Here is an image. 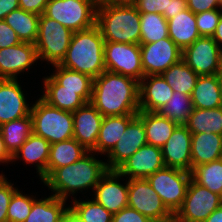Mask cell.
<instances>
[{
  "mask_svg": "<svg viewBox=\"0 0 222 222\" xmlns=\"http://www.w3.org/2000/svg\"><path fill=\"white\" fill-rule=\"evenodd\" d=\"M88 152L89 151L74 138L51 144L47 164V178L57 168L70 165L80 160Z\"/></svg>",
  "mask_w": 222,
  "mask_h": 222,
  "instance_id": "cell-28",
  "label": "cell"
},
{
  "mask_svg": "<svg viewBox=\"0 0 222 222\" xmlns=\"http://www.w3.org/2000/svg\"><path fill=\"white\" fill-rule=\"evenodd\" d=\"M172 87L161 75L144 76L139 82V109L140 111L156 112L171 100Z\"/></svg>",
  "mask_w": 222,
  "mask_h": 222,
  "instance_id": "cell-22",
  "label": "cell"
},
{
  "mask_svg": "<svg viewBox=\"0 0 222 222\" xmlns=\"http://www.w3.org/2000/svg\"><path fill=\"white\" fill-rule=\"evenodd\" d=\"M219 90H220L221 101H222V76H219Z\"/></svg>",
  "mask_w": 222,
  "mask_h": 222,
  "instance_id": "cell-56",
  "label": "cell"
},
{
  "mask_svg": "<svg viewBox=\"0 0 222 222\" xmlns=\"http://www.w3.org/2000/svg\"><path fill=\"white\" fill-rule=\"evenodd\" d=\"M144 76L161 75L182 59V50L170 39L140 44Z\"/></svg>",
  "mask_w": 222,
  "mask_h": 222,
  "instance_id": "cell-13",
  "label": "cell"
},
{
  "mask_svg": "<svg viewBox=\"0 0 222 222\" xmlns=\"http://www.w3.org/2000/svg\"><path fill=\"white\" fill-rule=\"evenodd\" d=\"M19 8L18 0H0V20H4L5 16Z\"/></svg>",
  "mask_w": 222,
  "mask_h": 222,
  "instance_id": "cell-49",
  "label": "cell"
},
{
  "mask_svg": "<svg viewBox=\"0 0 222 222\" xmlns=\"http://www.w3.org/2000/svg\"><path fill=\"white\" fill-rule=\"evenodd\" d=\"M218 76H222V49L220 50V62H219Z\"/></svg>",
  "mask_w": 222,
  "mask_h": 222,
  "instance_id": "cell-55",
  "label": "cell"
},
{
  "mask_svg": "<svg viewBox=\"0 0 222 222\" xmlns=\"http://www.w3.org/2000/svg\"><path fill=\"white\" fill-rule=\"evenodd\" d=\"M204 222H222V205L214 210Z\"/></svg>",
  "mask_w": 222,
  "mask_h": 222,
  "instance_id": "cell-52",
  "label": "cell"
},
{
  "mask_svg": "<svg viewBox=\"0 0 222 222\" xmlns=\"http://www.w3.org/2000/svg\"><path fill=\"white\" fill-rule=\"evenodd\" d=\"M105 69L129 76L137 81L144 77L139 44L105 41Z\"/></svg>",
  "mask_w": 222,
  "mask_h": 222,
  "instance_id": "cell-11",
  "label": "cell"
},
{
  "mask_svg": "<svg viewBox=\"0 0 222 222\" xmlns=\"http://www.w3.org/2000/svg\"><path fill=\"white\" fill-rule=\"evenodd\" d=\"M194 108L214 109L222 106L219 90V76H199L191 94Z\"/></svg>",
  "mask_w": 222,
  "mask_h": 222,
  "instance_id": "cell-29",
  "label": "cell"
},
{
  "mask_svg": "<svg viewBox=\"0 0 222 222\" xmlns=\"http://www.w3.org/2000/svg\"><path fill=\"white\" fill-rule=\"evenodd\" d=\"M11 161H12V155L6 149L2 134L0 132V164L1 162L9 163Z\"/></svg>",
  "mask_w": 222,
  "mask_h": 222,
  "instance_id": "cell-50",
  "label": "cell"
},
{
  "mask_svg": "<svg viewBox=\"0 0 222 222\" xmlns=\"http://www.w3.org/2000/svg\"><path fill=\"white\" fill-rule=\"evenodd\" d=\"M186 8L187 3L184 0H168L167 10H165L162 15L166 20H169Z\"/></svg>",
  "mask_w": 222,
  "mask_h": 222,
  "instance_id": "cell-48",
  "label": "cell"
},
{
  "mask_svg": "<svg viewBox=\"0 0 222 222\" xmlns=\"http://www.w3.org/2000/svg\"><path fill=\"white\" fill-rule=\"evenodd\" d=\"M92 152H88L80 160L70 165L57 168L43 183L51 189L52 195L67 200L68 196L77 191L92 188L107 172L106 162L97 160Z\"/></svg>",
  "mask_w": 222,
  "mask_h": 222,
  "instance_id": "cell-2",
  "label": "cell"
},
{
  "mask_svg": "<svg viewBox=\"0 0 222 222\" xmlns=\"http://www.w3.org/2000/svg\"><path fill=\"white\" fill-rule=\"evenodd\" d=\"M41 98L58 109L74 112L86 102L79 96V90L45 89Z\"/></svg>",
  "mask_w": 222,
  "mask_h": 222,
  "instance_id": "cell-38",
  "label": "cell"
},
{
  "mask_svg": "<svg viewBox=\"0 0 222 222\" xmlns=\"http://www.w3.org/2000/svg\"><path fill=\"white\" fill-rule=\"evenodd\" d=\"M97 4L95 0H49L43 14L76 32L96 24Z\"/></svg>",
  "mask_w": 222,
  "mask_h": 222,
  "instance_id": "cell-7",
  "label": "cell"
},
{
  "mask_svg": "<svg viewBox=\"0 0 222 222\" xmlns=\"http://www.w3.org/2000/svg\"><path fill=\"white\" fill-rule=\"evenodd\" d=\"M191 176L199 185L222 196V158L195 167Z\"/></svg>",
  "mask_w": 222,
  "mask_h": 222,
  "instance_id": "cell-37",
  "label": "cell"
},
{
  "mask_svg": "<svg viewBox=\"0 0 222 222\" xmlns=\"http://www.w3.org/2000/svg\"><path fill=\"white\" fill-rule=\"evenodd\" d=\"M73 33L56 20L40 15L35 41L38 59L46 60L51 65L60 64L67 53Z\"/></svg>",
  "mask_w": 222,
  "mask_h": 222,
  "instance_id": "cell-6",
  "label": "cell"
},
{
  "mask_svg": "<svg viewBox=\"0 0 222 222\" xmlns=\"http://www.w3.org/2000/svg\"><path fill=\"white\" fill-rule=\"evenodd\" d=\"M112 222H153L137 210L127 206L113 214Z\"/></svg>",
  "mask_w": 222,
  "mask_h": 222,
  "instance_id": "cell-44",
  "label": "cell"
},
{
  "mask_svg": "<svg viewBox=\"0 0 222 222\" xmlns=\"http://www.w3.org/2000/svg\"><path fill=\"white\" fill-rule=\"evenodd\" d=\"M60 222H82L79 216L69 207Z\"/></svg>",
  "mask_w": 222,
  "mask_h": 222,
  "instance_id": "cell-51",
  "label": "cell"
},
{
  "mask_svg": "<svg viewBox=\"0 0 222 222\" xmlns=\"http://www.w3.org/2000/svg\"><path fill=\"white\" fill-rule=\"evenodd\" d=\"M104 44L105 40L96 24L89 29L76 31L59 65L95 79L106 70Z\"/></svg>",
  "mask_w": 222,
  "mask_h": 222,
  "instance_id": "cell-3",
  "label": "cell"
},
{
  "mask_svg": "<svg viewBox=\"0 0 222 222\" xmlns=\"http://www.w3.org/2000/svg\"><path fill=\"white\" fill-rule=\"evenodd\" d=\"M96 25L105 41L140 45V12L134 5L98 3Z\"/></svg>",
  "mask_w": 222,
  "mask_h": 222,
  "instance_id": "cell-4",
  "label": "cell"
},
{
  "mask_svg": "<svg viewBox=\"0 0 222 222\" xmlns=\"http://www.w3.org/2000/svg\"><path fill=\"white\" fill-rule=\"evenodd\" d=\"M0 132L6 149L13 155L33 133L31 114L2 124Z\"/></svg>",
  "mask_w": 222,
  "mask_h": 222,
  "instance_id": "cell-32",
  "label": "cell"
},
{
  "mask_svg": "<svg viewBox=\"0 0 222 222\" xmlns=\"http://www.w3.org/2000/svg\"><path fill=\"white\" fill-rule=\"evenodd\" d=\"M31 114L17 79H0V126Z\"/></svg>",
  "mask_w": 222,
  "mask_h": 222,
  "instance_id": "cell-20",
  "label": "cell"
},
{
  "mask_svg": "<svg viewBox=\"0 0 222 222\" xmlns=\"http://www.w3.org/2000/svg\"><path fill=\"white\" fill-rule=\"evenodd\" d=\"M35 200L33 196L22 194L17 190L13 194L8 206V222H24L30 214Z\"/></svg>",
  "mask_w": 222,
  "mask_h": 222,
  "instance_id": "cell-40",
  "label": "cell"
},
{
  "mask_svg": "<svg viewBox=\"0 0 222 222\" xmlns=\"http://www.w3.org/2000/svg\"><path fill=\"white\" fill-rule=\"evenodd\" d=\"M161 77L172 87L173 92L191 95L199 75L181 59L163 72Z\"/></svg>",
  "mask_w": 222,
  "mask_h": 222,
  "instance_id": "cell-34",
  "label": "cell"
},
{
  "mask_svg": "<svg viewBox=\"0 0 222 222\" xmlns=\"http://www.w3.org/2000/svg\"><path fill=\"white\" fill-rule=\"evenodd\" d=\"M0 174V222H8L7 212L13 194L18 190Z\"/></svg>",
  "mask_w": 222,
  "mask_h": 222,
  "instance_id": "cell-42",
  "label": "cell"
},
{
  "mask_svg": "<svg viewBox=\"0 0 222 222\" xmlns=\"http://www.w3.org/2000/svg\"><path fill=\"white\" fill-rule=\"evenodd\" d=\"M191 178V172L164 167L146 179L160 196L165 206L175 214L182 206Z\"/></svg>",
  "mask_w": 222,
  "mask_h": 222,
  "instance_id": "cell-8",
  "label": "cell"
},
{
  "mask_svg": "<svg viewBox=\"0 0 222 222\" xmlns=\"http://www.w3.org/2000/svg\"><path fill=\"white\" fill-rule=\"evenodd\" d=\"M66 200L55 195L37 199L32 204V209L24 222H60L69 206H65Z\"/></svg>",
  "mask_w": 222,
  "mask_h": 222,
  "instance_id": "cell-30",
  "label": "cell"
},
{
  "mask_svg": "<svg viewBox=\"0 0 222 222\" xmlns=\"http://www.w3.org/2000/svg\"><path fill=\"white\" fill-rule=\"evenodd\" d=\"M220 46L212 37L201 36L182 50V60L199 76L219 71Z\"/></svg>",
  "mask_w": 222,
  "mask_h": 222,
  "instance_id": "cell-12",
  "label": "cell"
},
{
  "mask_svg": "<svg viewBox=\"0 0 222 222\" xmlns=\"http://www.w3.org/2000/svg\"><path fill=\"white\" fill-rule=\"evenodd\" d=\"M222 158V135L216 133H192V170L205 163Z\"/></svg>",
  "mask_w": 222,
  "mask_h": 222,
  "instance_id": "cell-24",
  "label": "cell"
},
{
  "mask_svg": "<svg viewBox=\"0 0 222 222\" xmlns=\"http://www.w3.org/2000/svg\"><path fill=\"white\" fill-rule=\"evenodd\" d=\"M102 2L116 5H134L137 0H103Z\"/></svg>",
  "mask_w": 222,
  "mask_h": 222,
  "instance_id": "cell-54",
  "label": "cell"
},
{
  "mask_svg": "<svg viewBox=\"0 0 222 222\" xmlns=\"http://www.w3.org/2000/svg\"><path fill=\"white\" fill-rule=\"evenodd\" d=\"M128 206L153 222H173L174 214L146 178L128 179Z\"/></svg>",
  "mask_w": 222,
  "mask_h": 222,
  "instance_id": "cell-10",
  "label": "cell"
},
{
  "mask_svg": "<svg viewBox=\"0 0 222 222\" xmlns=\"http://www.w3.org/2000/svg\"><path fill=\"white\" fill-rule=\"evenodd\" d=\"M90 103L103 116L137 115L139 81L105 70L93 79Z\"/></svg>",
  "mask_w": 222,
  "mask_h": 222,
  "instance_id": "cell-1",
  "label": "cell"
},
{
  "mask_svg": "<svg viewBox=\"0 0 222 222\" xmlns=\"http://www.w3.org/2000/svg\"><path fill=\"white\" fill-rule=\"evenodd\" d=\"M165 167L160 147L145 144L130 156L117 171L129 179L147 178Z\"/></svg>",
  "mask_w": 222,
  "mask_h": 222,
  "instance_id": "cell-15",
  "label": "cell"
},
{
  "mask_svg": "<svg viewBox=\"0 0 222 222\" xmlns=\"http://www.w3.org/2000/svg\"><path fill=\"white\" fill-rule=\"evenodd\" d=\"M186 3L187 8L194 14L222 8L219 0H188Z\"/></svg>",
  "mask_w": 222,
  "mask_h": 222,
  "instance_id": "cell-46",
  "label": "cell"
},
{
  "mask_svg": "<svg viewBox=\"0 0 222 222\" xmlns=\"http://www.w3.org/2000/svg\"><path fill=\"white\" fill-rule=\"evenodd\" d=\"M122 177L117 170H107L94 189V199L111 214L128 206V181L119 183Z\"/></svg>",
  "mask_w": 222,
  "mask_h": 222,
  "instance_id": "cell-16",
  "label": "cell"
},
{
  "mask_svg": "<svg viewBox=\"0 0 222 222\" xmlns=\"http://www.w3.org/2000/svg\"><path fill=\"white\" fill-rule=\"evenodd\" d=\"M147 144L143 121L136 116L127 126L124 133L107 154L108 170H117L130 156Z\"/></svg>",
  "mask_w": 222,
  "mask_h": 222,
  "instance_id": "cell-14",
  "label": "cell"
},
{
  "mask_svg": "<svg viewBox=\"0 0 222 222\" xmlns=\"http://www.w3.org/2000/svg\"><path fill=\"white\" fill-rule=\"evenodd\" d=\"M20 9L24 11L33 12L38 15L44 13L45 7L49 0H18Z\"/></svg>",
  "mask_w": 222,
  "mask_h": 222,
  "instance_id": "cell-47",
  "label": "cell"
},
{
  "mask_svg": "<svg viewBox=\"0 0 222 222\" xmlns=\"http://www.w3.org/2000/svg\"><path fill=\"white\" fill-rule=\"evenodd\" d=\"M169 38L183 50L200 36L195 14L188 8L167 20Z\"/></svg>",
  "mask_w": 222,
  "mask_h": 222,
  "instance_id": "cell-25",
  "label": "cell"
},
{
  "mask_svg": "<svg viewBox=\"0 0 222 222\" xmlns=\"http://www.w3.org/2000/svg\"><path fill=\"white\" fill-rule=\"evenodd\" d=\"M212 38L222 49V16L219 20L216 31H215L214 35L212 36Z\"/></svg>",
  "mask_w": 222,
  "mask_h": 222,
  "instance_id": "cell-53",
  "label": "cell"
},
{
  "mask_svg": "<svg viewBox=\"0 0 222 222\" xmlns=\"http://www.w3.org/2000/svg\"><path fill=\"white\" fill-rule=\"evenodd\" d=\"M194 110L191 95L174 92L171 100L163 105L156 112L169 120L174 121L177 125H186L189 115Z\"/></svg>",
  "mask_w": 222,
  "mask_h": 222,
  "instance_id": "cell-35",
  "label": "cell"
},
{
  "mask_svg": "<svg viewBox=\"0 0 222 222\" xmlns=\"http://www.w3.org/2000/svg\"><path fill=\"white\" fill-rule=\"evenodd\" d=\"M140 44H149L169 38L168 23L162 14L140 13Z\"/></svg>",
  "mask_w": 222,
  "mask_h": 222,
  "instance_id": "cell-36",
  "label": "cell"
},
{
  "mask_svg": "<svg viewBox=\"0 0 222 222\" xmlns=\"http://www.w3.org/2000/svg\"><path fill=\"white\" fill-rule=\"evenodd\" d=\"M103 118L90 102L73 112V138L94 155Z\"/></svg>",
  "mask_w": 222,
  "mask_h": 222,
  "instance_id": "cell-18",
  "label": "cell"
},
{
  "mask_svg": "<svg viewBox=\"0 0 222 222\" xmlns=\"http://www.w3.org/2000/svg\"><path fill=\"white\" fill-rule=\"evenodd\" d=\"M21 40L16 32L4 21L0 20V49L18 45Z\"/></svg>",
  "mask_w": 222,
  "mask_h": 222,
  "instance_id": "cell-45",
  "label": "cell"
},
{
  "mask_svg": "<svg viewBox=\"0 0 222 222\" xmlns=\"http://www.w3.org/2000/svg\"><path fill=\"white\" fill-rule=\"evenodd\" d=\"M222 16V8L195 14L200 36L212 37Z\"/></svg>",
  "mask_w": 222,
  "mask_h": 222,
  "instance_id": "cell-41",
  "label": "cell"
},
{
  "mask_svg": "<svg viewBox=\"0 0 222 222\" xmlns=\"http://www.w3.org/2000/svg\"><path fill=\"white\" fill-rule=\"evenodd\" d=\"M97 3H100V2H102L103 0H95Z\"/></svg>",
  "mask_w": 222,
  "mask_h": 222,
  "instance_id": "cell-57",
  "label": "cell"
},
{
  "mask_svg": "<svg viewBox=\"0 0 222 222\" xmlns=\"http://www.w3.org/2000/svg\"><path fill=\"white\" fill-rule=\"evenodd\" d=\"M51 144L43 137L31 134L20 148L12 155V162L17 159L24 160L27 164H36L39 179H47V164ZM37 162V163H36Z\"/></svg>",
  "mask_w": 222,
  "mask_h": 222,
  "instance_id": "cell-23",
  "label": "cell"
},
{
  "mask_svg": "<svg viewBox=\"0 0 222 222\" xmlns=\"http://www.w3.org/2000/svg\"><path fill=\"white\" fill-rule=\"evenodd\" d=\"M33 134L50 144L73 138V113L58 109L41 97L31 105Z\"/></svg>",
  "mask_w": 222,
  "mask_h": 222,
  "instance_id": "cell-5",
  "label": "cell"
},
{
  "mask_svg": "<svg viewBox=\"0 0 222 222\" xmlns=\"http://www.w3.org/2000/svg\"><path fill=\"white\" fill-rule=\"evenodd\" d=\"M191 133H216L222 135V106L214 109L194 108L187 124Z\"/></svg>",
  "mask_w": 222,
  "mask_h": 222,
  "instance_id": "cell-33",
  "label": "cell"
},
{
  "mask_svg": "<svg viewBox=\"0 0 222 222\" xmlns=\"http://www.w3.org/2000/svg\"><path fill=\"white\" fill-rule=\"evenodd\" d=\"M221 205V195L199 185L191 178L185 199L174 214L173 222H204Z\"/></svg>",
  "mask_w": 222,
  "mask_h": 222,
  "instance_id": "cell-9",
  "label": "cell"
},
{
  "mask_svg": "<svg viewBox=\"0 0 222 222\" xmlns=\"http://www.w3.org/2000/svg\"><path fill=\"white\" fill-rule=\"evenodd\" d=\"M38 60L35 44L21 42L0 49V79H17V75L30 69Z\"/></svg>",
  "mask_w": 222,
  "mask_h": 222,
  "instance_id": "cell-19",
  "label": "cell"
},
{
  "mask_svg": "<svg viewBox=\"0 0 222 222\" xmlns=\"http://www.w3.org/2000/svg\"><path fill=\"white\" fill-rule=\"evenodd\" d=\"M137 116L143 121L147 144L162 147L177 124L157 112L139 111Z\"/></svg>",
  "mask_w": 222,
  "mask_h": 222,
  "instance_id": "cell-27",
  "label": "cell"
},
{
  "mask_svg": "<svg viewBox=\"0 0 222 222\" xmlns=\"http://www.w3.org/2000/svg\"><path fill=\"white\" fill-rule=\"evenodd\" d=\"M56 70L44 77V89L79 90V96L86 102L91 101L93 78L89 75L66 69L59 64L52 65Z\"/></svg>",
  "mask_w": 222,
  "mask_h": 222,
  "instance_id": "cell-21",
  "label": "cell"
},
{
  "mask_svg": "<svg viewBox=\"0 0 222 222\" xmlns=\"http://www.w3.org/2000/svg\"><path fill=\"white\" fill-rule=\"evenodd\" d=\"M69 206L82 220V222H112L113 214L107 211L95 199L80 201L73 199Z\"/></svg>",
  "mask_w": 222,
  "mask_h": 222,
  "instance_id": "cell-39",
  "label": "cell"
},
{
  "mask_svg": "<svg viewBox=\"0 0 222 222\" xmlns=\"http://www.w3.org/2000/svg\"><path fill=\"white\" fill-rule=\"evenodd\" d=\"M192 133L186 125H177L172 135L161 147L165 167L192 171L191 160Z\"/></svg>",
  "mask_w": 222,
  "mask_h": 222,
  "instance_id": "cell-17",
  "label": "cell"
},
{
  "mask_svg": "<svg viewBox=\"0 0 222 222\" xmlns=\"http://www.w3.org/2000/svg\"><path fill=\"white\" fill-rule=\"evenodd\" d=\"M137 115L105 116L96 143V153L108 154L116 145L128 124Z\"/></svg>",
  "mask_w": 222,
  "mask_h": 222,
  "instance_id": "cell-26",
  "label": "cell"
},
{
  "mask_svg": "<svg viewBox=\"0 0 222 222\" xmlns=\"http://www.w3.org/2000/svg\"><path fill=\"white\" fill-rule=\"evenodd\" d=\"M168 0H137L134 4L140 13L163 14L167 10Z\"/></svg>",
  "mask_w": 222,
  "mask_h": 222,
  "instance_id": "cell-43",
  "label": "cell"
},
{
  "mask_svg": "<svg viewBox=\"0 0 222 222\" xmlns=\"http://www.w3.org/2000/svg\"><path fill=\"white\" fill-rule=\"evenodd\" d=\"M40 15L16 9L5 16L4 21L16 32L21 42L35 44L38 36V24Z\"/></svg>",
  "mask_w": 222,
  "mask_h": 222,
  "instance_id": "cell-31",
  "label": "cell"
}]
</instances>
